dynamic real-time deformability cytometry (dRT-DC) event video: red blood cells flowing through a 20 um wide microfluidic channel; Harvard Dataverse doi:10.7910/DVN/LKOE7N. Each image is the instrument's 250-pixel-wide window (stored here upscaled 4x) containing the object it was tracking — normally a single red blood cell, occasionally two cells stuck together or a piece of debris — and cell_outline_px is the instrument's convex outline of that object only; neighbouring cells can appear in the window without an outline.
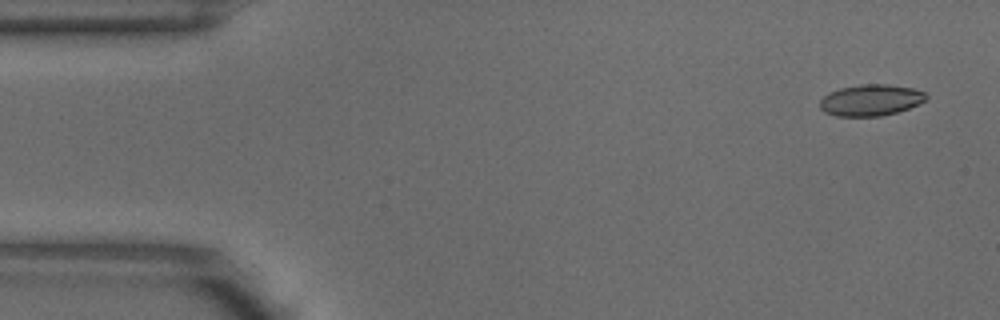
{"species": "common noctule bat (a hibernating species)", "species_latin": "Nyctalus noctula", "temperature_condition": "warm", "stored_images_in_passage": 3, "camera_frame_rate_fps": 3000, "um_per_image_px": 0.085, "animal": {"sex": "male", "body_mass_g": 18.8}, "frame": {"image": 1, "passage_image": 1, "time_ms": 0.0, "image_size_px": [1000, 320], "cell_outline_px": [[928, 96], [924, 100], [908, 108], [896, 112], [880, 116], [836, 116], [824, 112], [820, 108], [820, 100], [828, 92], [840, 88], [860, 84], [888, 84], [912, 88], [924, 92]], "centroid_in_image_um": [73.97, 8.5], "position_along_channel_um": 11.0, "area_um2": 19.31}}
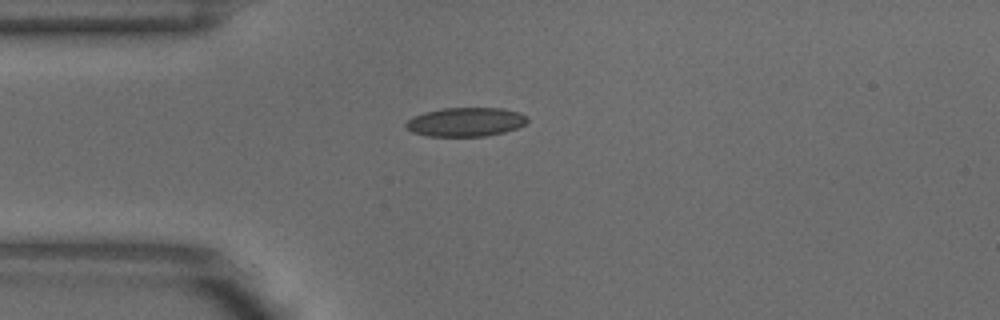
{"frame": {"image": 2, "passage_image": 3, "time_ms": 0.667, "image_size_px": [1000, 320], "cell_outline_px": [[528, 120], [524, 124], [516, 128], [504, 132], [484, 136], [428, 136], [412, 132], [404, 124], [408, 120], [424, 112], [444, 108], [504, 108], [520, 112], [528, 116]], "centroid_in_image_um": [39.61, 10.36], "position_along_channel_um": 45.4, "area_um2": 20.4}}